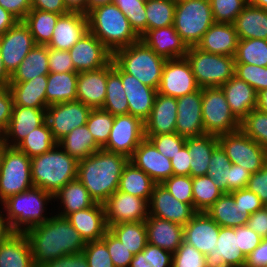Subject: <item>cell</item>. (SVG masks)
<instances>
[{
  "instance_id": "57",
  "label": "cell",
  "mask_w": 267,
  "mask_h": 267,
  "mask_svg": "<svg viewBox=\"0 0 267 267\" xmlns=\"http://www.w3.org/2000/svg\"><path fill=\"white\" fill-rule=\"evenodd\" d=\"M162 185L180 202L190 204L194 208L192 193V177L172 175Z\"/></svg>"
},
{
  "instance_id": "54",
  "label": "cell",
  "mask_w": 267,
  "mask_h": 267,
  "mask_svg": "<svg viewBox=\"0 0 267 267\" xmlns=\"http://www.w3.org/2000/svg\"><path fill=\"white\" fill-rule=\"evenodd\" d=\"M232 163L226 155V152L218 144L212 153L209 161L208 173L212 178V182L220 188L224 193H227V168H230Z\"/></svg>"
},
{
  "instance_id": "73",
  "label": "cell",
  "mask_w": 267,
  "mask_h": 267,
  "mask_svg": "<svg viewBox=\"0 0 267 267\" xmlns=\"http://www.w3.org/2000/svg\"><path fill=\"white\" fill-rule=\"evenodd\" d=\"M31 7L61 15L69 13L63 0H31Z\"/></svg>"
},
{
  "instance_id": "45",
  "label": "cell",
  "mask_w": 267,
  "mask_h": 267,
  "mask_svg": "<svg viewBox=\"0 0 267 267\" xmlns=\"http://www.w3.org/2000/svg\"><path fill=\"white\" fill-rule=\"evenodd\" d=\"M109 231L134 255L142 252L147 245L145 221L114 224Z\"/></svg>"
},
{
  "instance_id": "22",
  "label": "cell",
  "mask_w": 267,
  "mask_h": 267,
  "mask_svg": "<svg viewBox=\"0 0 267 267\" xmlns=\"http://www.w3.org/2000/svg\"><path fill=\"white\" fill-rule=\"evenodd\" d=\"M216 245L205 255L206 267H245L246 257L238 247L235 228L220 227Z\"/></svg>"
},
{
  "instance_id": "63",
  "label": "cell",
  "mask_w": 267,
  "mask_h": 267,
  "mask_svg": "<svg viewBox=\"0 0 267 267\" xmlns=\"http://www.w3.org/2000/svg\"><path fill=\"white\" fill-rule=\"evenodd\" d=\"M230 193L233 195L235 202L238 203V208L242 213H249L251 215L264 207L260 198L247 187Z\"/></svg>"
},
{
  "instance_id": "37",
  "label": "cell",
  "mask_w": 267,
  "mask_h": 267,
  "mask_svg": "<svg viewBox=\"0 0 267 267\" xmlns=\"http://www.w3.org/2000/svg\"><path fill=\"white\" fill-rule=\"evenodd\" d=\"M234 26L239 39L267 40V10L248 3L237 16Z\"/></svg>"
},
{
  "instance_id": "6",
  "label": "cell",
  "mask_w": 267,
  "mask_h": 267,
  "mask_svg": "<svg viewBox=\"0 0 267 267\" xmlns=\"http://www.w3.org/2000/svg\"><path fill=\"white\" fill-rule=\"evenodd\" d=\"M167 59L156 54L142 40L113 53V61L125 72L158 90Z\"/></svg>"
},
{
  "instance_id": "75",
  "label": "cell",
  "mask_w": 267,
  "mask_h": 267,
  "mask_svg": "<svg viewBox=\"0 0 267 267\" xmlns=\"http://www.w3.org/2000/svg\"><path fill=\"white\" fill-rule=\"evenodd\" d=\"M69 12L88 14L87 0H63Z\"/></svg>"
},
{
  "instance_id": "47",
  "label": "cell",
  "mask_w": 267,
  "mask_h": 267,
  "mask_svg": "<svg viewBox=\"0 0 267 267\" xmlns=\"http://www.w3.org/2000/svg\"><path fill=\"white\" fill-rule=\"evenodd\" d=\"M192 193L194 209L197 212L206 211L224 194V192L212 182V178L209 175L192 178Z\"/></svg>"
},
{
  "instance_id": "77",
  "label": "cell",
  "mask_w": 267,
  "mask_h": 267,
  "mask_svg": "<svg viewBox=\"0 0 267 267\" xmlns=\"http://www.w3.org/2000/svg\"><path fill=\"white\" fill-rule=\"evenodd\" d=\"M256 109L262 113L267 114V89H264L257 93Z\"/></svg>"
},
{
  "instance_id": "59",
  "label": "cell",
  "mask_w": 267,
  "mask_h": 267,
  "mask_svg": "<svg viewBox=\"0 0 267 267\" xmlns=\"http://www.w3.org/2000/svg\"><path fill=\"white\" fill-rule=\"evenodd\" d=\"M145 138L168 159L174 157L186 144V138L181 137L178 133L145 135Z\"/></svg>"
},
{
  "instance_id": "80",
  "label": "cell",
  "mask_w": 267,
  "mask_h": 267,
  "mask_svg": "<svg viewBox=\"0 0 267 267\" xmlns=\"http://www.w3.org/2000/svg\"><path fill=\"white\" fill-rule=\"evenodd\" d=\"M248 3L252 6L267 10V0H248Z\"/></svg>"
},
{
  "instance_id": "12",
  "label": "cell",
  "mask_w": 267,
  "mask_h": 267,
  "mask_svg": "<svg viewBox=\"0 0 267 267\" xmlns=\"http://www.w3.org/2000/svg\"><path fill=\"white\" fill-rule=\"evenodd\" d=\"M145 139L144 122L131 114L114 116L113 126L103 149L130 158Z\"/></svg>"
},
{
  "instance_id": "41",
  "label": "cell",
  "mask_w": 267,
  "mask_h": 267,
  "mask_svg": "<svg viewBox=\"0 0 267 267\" xmlns=\"http://www.w3.org/2000/svg\"><path fill=\"white\" fill-rule=\"evenodd\" d=\"M49 73L48 47L36 44L10 75V82H25Z\"/></svg>"
},
{
  "instance_id": "74",
  "label": "cell",
  "mask_w": 267,
  "mask_h": 267,
  "mask_svg": "<svg viewBox=\"0 0 267 267\" xmlns=\"http://www.w3.org/2000/svg\"><path fill=\"white\" fill-rule=\"evenodd\" d=\"M19 20L0 6V37Z\"/></svg>"
},
{
  "instance_id": "13",
  "label": "cell",
  "mask_w": 267,
  "mask_h": 267,
  "mask_svg": "<svg viewBox=\"0 0 267 267\" xmlns=\"http://www.w3.org/2000/svg\"><path fill=\"white\" fill-rule=\"evenodd\" d=\"M92 108L79 101L49 105L46 119L54 139L58 142L73 129L86 125Z\"/></svg>"
},
{
  "instance_id": "31",
  "label": "cell",
  "mask_w": 267,
  "mask_h": 267,
  "mask_svg": "<svg viewBox=\"0 0 267 267\" xmlns=\"http://www.w3.org/2000/svg\"><path fill=\"white\" fill-rule=\"evenodd\" d=\"M233 115L241 122L257 106V93L253 87L233 76L220 87Z\"/></svg>"
},
{
  "instance_id": "20",
  "label": "cell",
  "mask_w": 267,
  "mask_h": 267,
  "mask_svg": "<svg viewBox=\"0 0 267 267\" xmlns=\"http://www.w3.org/2000/svg\"><path fill=\"white\" fill-rule=\"evenodd\" d=\"M220 226L205 212H196L183 226V241L207 255L217 247Z\"/></svg>"
},
{
  "instance_id": "32",
  "label": "cell",
  "mask_w": 267,
  "mask_h": 267,
  "mask_svg": "<svg viewBox=\"0 0 267 267\" xmlns=\"http://www.w3.org/2000/svg\"><path fill=\"white\" fill-rule=\"evenodd\" d=\"M147 243L172 254L183 242V226L166 219L149 216L145 220Z\"/></svg>"
},
{
  "instance_id": "24",
  "label": "cell",
  "mask_w": 267,
  "mask_h": 267,
  "mask_svg": "<svg viewBox=\"0 0 267 267\" xmlns=\"http://www.w3.org/2000/svg\"><path fill=\"white\" fill-rule=\"evenodd\" d=\"M46 119V108L14 105L6 129V144L16 147L31 131L41 126Z\"/></svg>"
},
{
  "instance_id": "25",
  "label": "cell",
  "mask_w": 267,
  "mask_h": 267,
  "mask_svg": "<svg viewBox=\"0 0 267 267\" xmlns=\"http://www.w3.org/2000/svg\"><path fill=\"white\" fill-rule=\"evenodd\" d=\"M121 81L128 100V114L140 118L143 122L149 117L157 90L144 85L136 77L121 69Z\"/></svg>"
},
{
  "instance_id": "44",
  "label": "cell",
  "mask_w": 267,
  "mask_h": 267,
  "mask_svg": "<svg viewBox=\"0 0 267 267\" xmlns=\"http://www.w3.org/2000/svg\"><path fill=\"white\" fill-rule=\"evenodd\" d=\"M60 16L61 14L31 9L23 21L29 27L35 43L47 46Z\"/></svg>"
},
{
  "instance_id": "51",
  "label": "cell",
  "mask_w": 267,
  "mask_h": 267,
  "mask_svg": "<svg viewBox=\"0 0 267 267\" xmlns=\"http://www.w3.org/2000/svg\"><path fill=\"white\" fill-rule=\"evenodd\" d=\"M113 3L126 15L132 29L141 37L147 31L146 0H114Z\"/></svg>"
},
{
  "instance_id": "28",
  "label": "cell",
  "mask_w": 267,
  "mask_h": 267,
  "mask_svg": "<svg viewBox=\"0 0 267 267\" xmlns=\"http://www.w3.org/2000/svg\"><path fill=\"white\" fill-rule=\"evenodd\" d=\"M140 40L165 59L183 58L189 48L173 25L147 30Z\"/></svg>"
},
{
  "instance_id": "79",
  "label": "cell",
  "mask_w": 267,
  "mask_h": 267,
  "mask_svg": "<svg viewBox=\"0 0 267 267\" xmlns=\"http://www.w3.org/2000/svg\"><path fill=\"white\" fill-rule=\"evenodd\" d=\"M114 0H87L88 2V13L90 11V9H92L95 6L101 5V4H107V3H111Z\"/></svg>"
},
{
  "instance_id": "33",
  "label": "cell",
  "mask_w": 267,
  "mask_h": 267,
  "mask_svg": "<svg viewBox=\"0 0 267 267\" xmlns=\"http://www.w3.org/2000/svg\"><path fill=\"white\" fill-rule=\"evenodd\" d=\"M0 267H35L25 233L14 232L0 243Z\"/></svg>"
},
{
  "instance_id": "70",
  "label": "cell",
  "mask_w": 267,
  "mask_h": 267,
  "mask_svg": "<svg viewBox=\"0 0 267 267\" xmlns=\"http://www.w3.org/2000/svg\"><path fill=\"white\" fill-rule=\"evenodd\" d=\"M43 267H88L86 257L83 252L78 254H68L48 262Z\"/></svg>"
},
{
  "instance_id": "61",
  "label": "cell",
  "mask_w": 267,
  "mask_h": 267,
  "mask_svg": "<svg viewBox=\"0 0 267 267\" xmlns=\"http://www.w3.org/2000/svg\"><path fill=\"white\" fill-rule=\"evenodd\" d=\"M108 249L115 267H129L134 254L131 253L121 241L109 230L101 239Z\"/></svg>"
},
{
  "instance_id": "35",
  "label": "cell",
  "mask_w": 267,
  "mask_h": 267,
  "mask_svg": "<svg viewBox=\"0 0 267 267\" xmlns=\"http://www.w3.org/2000/svg\"><path fill=\"white\" fill-rule=\"evenodd\" d=\"M218 144V137L212 134L186 138L190 160V176L192 178L207 175L209 161L214 148Z\"/></svg>"
},
{
  "instance_id": "2",
  "label": "cell",
  "mask_w": 267,
  "mask_h": 267,
  "mask_svg": "<svg viewBox=\"0 0 267 267\" xmlns=\"http://www.w3.org/2000/svg\"><path fill=\"white\" fill-rule=\"evenodd\" d=\"M129 158L123 154L97 150L78 161L77 178L97 203H104L116 190Z\"/></svg>"
},
{
  "instance_id": "34",
  "label": "cell",
  "mask_w": 267,
  "mask_h": 267,
  "mask_svg": "<svg viewBox=\"0 0 267 267\" xmlns=\"http://www.w3.org/2000/svg\"><path fill=\"white\" fill-rule=\"evenodd\" d=\"M47 75L36 76L25 82H10L14 105L33 108H47Z\"/></svg>"
},
{
  "instance_id": "43",
  "label": "cell",
  "mask_w": 267,
  "mask_h": 267,
  "mask_svg": "<svg viewBox=\"0 0 267 267\" xmlns=\"http://www.w3.org/2000/svg\"><path fill=\"white\" fill-rule=\"evenodd\" d=\"M57 143L65 152L77 161L83 160L101 149L95 142L86 125L73 129Z\"/></svg>"
},
{
  "instance_id": "19",
  "label": "cell",
  "mask_w": 267,
  "mask_h": 267,
  "mask_svg": "<svg viewBox=\"0 0 267 267\" xmlns=\"http://www.w3.org/2000/svg\"><path fill=\"white\" fill-rule=\"evenodd\" d=\"M176 133L184 138L205 135L202 118V88L177 98Z\"/></svg>"
},
{
  "instance_id": "62",
  "label": "cell",
  "mask_w": 267,
  "mask_h": 267,
  "mask_svg": "<svg viewBox=\"0 0 267 267\" xmlns=\"http://www.w3.org/2000/svg\"><path fill=\"white\" fill-rule=\"evenodd\" d=\"M50 73L76 72L68 50H56L48 47Z\"/></svg>"
},
{
  "instance_id": "56",
  "label": "cell",
  "mask_w": 267,
  "mask_h": 267,
  "mask_svg": "<svg viewBox=\"0 0 267 267\" xmlns=\"http://www.w3.org/2000/svg\"><path fill=\"white\" fill-rule=\"evenodd\" d=\"M234 75L253 87L256 93L267 89V67L235 63Z\"/></svg>"
},
{
  "instance_id": "65",
  "label": "cell",
  "mask_w": 267,
  "mask_h": 267,
  "mask_svg": "<svg viewBox=\"0 0 267 267\" xmlns=\"http://www.w3.org/2000/svg\"><path fill=\"white\" fill-rule=\"evenodd\" d=\"M251 173L242 166L232 164L227 168V193L246 188Z\"/></svg>"
},
{
  "instance_id": "42",
  "label": "cell",
  "mask_w": 267,
  "mask_h": 267,
  "mask_svg": "<svg viewBox=\"0 0 267 267\" xmlns=\"http://www.w3.org/2000/svg\"><path fill=\"white\" fill-rule=\"evenodd\" d=\"M155 184L143 170L128 161L120 177L118 191L143 198L149 202Z\"/></svg>"
},
{
  "instance_id": "53",
  "label": "cell",
  "mask_w": 267,
  "mask_h": 267,
  "mask_svg": "<svg viewBox=\"0 0 267 267\" xmlns=\"http://www.w3.org/2000/svg\"><path fill=\"white\" fill-rule=\"evenodd\" d=\"M173 254L147 243L146 247L134 255L129 267H172Z\"/></svg>"
},
{
  "instance_id": "50",
  "label": "cell",
  "mask_w": 267,
  "mask_h": 267,
  "mask_svg": "<svg viewBox=\"0 0 267 267\" xmlns=\"http://www.w3.org/2000/svg\"><path fill=\"white\" fill-rule=\"evenodd\" d=\"M113 122L114 116L101 108L92 109L88 116L86 126L101 148L108 141Z\"/></svg>"
},
{
  "instance_id": "11",
  "label": "cell",
  "mask_w": 267,
  "mask_h": 267,
  "mask_svg": "<svg viewBox=\"0 0 267 267\" xmlns=\"http://www.w3.org/2000/svg\"><path fill=\"white\" fill-rule=\"evenodd\" d=\"M217 137L230 162L242 166L251 174L267 162V151L241 130Z\"/></svg>"
},
{
  "instance_id": "39",
  "label": "cell",
  "mask_w": 267,
  "mask_h": 267,
  "mask_svg": "<svg viewBox=\"0 0 267 267\" xmlns=\"http://www.w3.org/2000/svg\"><path fill=\"white\" fill-rule=\"evenodd\" d=\"M78 72L49 73L47 75V106L76 101Z\"/></svg>"
},
{
  "instance_id": "21",
  "label": "cell",
  "mask_w": 267,
  "mask_h": 267,
  "mask_svg": "<svg viewBox=\"0 0 267 267\" xmlns=\"http://www.w3.org/2000/svg\"><path fill=\"white\" fill-rule=\"evenodd\" d=\"M129 161L143 170L156 184H162L173 175L171 159L161 154L147 138L138 145Z\"/></svg>"
},
{
  "instance_id": "5",
  "label": "cell",
  "mask_w": 267,
  "mask_h": 267,
  "mask_svg": "<svg viewBox=\"0 0 267 267\" xmlns=\"http://www.w3.org/2000/svg\"><path fill=\"white\" fill-rule=\"evenodd\" d=\"M52 201L55 203L52 194L37 187L9 197L2 205L11 230L25 233L28 229L46 222L52 214L48 217L44 212Z\"/></svg>"
},
{
  "instance_id": "76",
  "label": "cell",
  "mask_w": 267,
  "mask_h": 267,
  "mask_svg": "<svg viewBox=\"0 0 267 267\" xmlns=\"http://www.w3.org/2000/svg\"><path fill=\"white\" fill-rule=\"evenodd\" d=\"M0 206H2L0 207L2 210V211L0 210V243H1L2 241H5L14 232L11 230L10 224L7 221L3 205L1 204Z\"/></svg>"
},
{
  "instance_id": "7",
  "label": "cell",
  "mask_w": 267,
  "mask_h": 267,
  "mask_svg": "<svg viewBox=\"0 0 267 267\" xmlns=\"http://www.w3.org/2000/svg\"><path fill=\"white\" fill-rule=\"evenodd\" d=\"M213 23L210 0L176 2L173 26L188 47L196 46Z\"/></svg>"
},
{
  "instance_id": "23",
  "label": "cell",
  "mask_w": 267,
  "mask_h": 267,
  "mask_svg": "<svg viewBox=\"0 0 267 267\" xmlns=\"http://www.w3.org/2000/svg\"><path fill=\"white\" fill-rule=\"evenodd\" d=\"M88 31V17L86 14L69 12L61 15L57 20L52 39L47 47L69 51Z\"/></svg>"
},
{
  "instance_id": "1",
  "label": "cell",
  "mask_w": 267,
  "mask_h": 267,
  "mask_svg": "<svg viewBox=\"0 0 267 267\" xmlns=\"http://www.w3.org/2000/svg\"><path fill=\"white\" fill-rule=\"evenodd\" d=\"M35 267L68 254L81 253L86 245L79 232L67 218L52 215L46 222L25 232Z\"/></svg>"
},
{
  "instance_id": "67",
  "label": "cell",
  "mask_w": 267,
  "mask_h": 267,
  "mask_svg": "<svg viewBox=\"0 0 267 267\" xmlns=\"http://www.w3.org/2000/svg\"><path fill=\"white\" fill-rule=\"evenodd\" d=\"M14 106V99L9 86L0 87V125L6 129L9 125Z\"/></svg>"
},
{
  "instance_id": "55",
  "label": "cell",
  "mask_w": 267,
  "mask_h": 267,
  "mask_svg": "<svg viewBox=\"0 0 267 267\" xmlns=\"http://www.w3.org/2000/svg\"><path fill=\"white\" fill-rule=\"evenodd\" d=\"M214 22L234 24L248 0H210Z\"/></svg>"
},
{
  "instance_id": "40",
  "label": "cell",
  "mask_w": 267,
  "mask_h": 267,
  "mask_svg": "<svg viewBox=\"0 0 267 267\" xmlns=\"http://www.w3.org/2000/svg\"><path fill=\"white\" fill-rule=\"evenodd\" d=\"M220 227L247 225L250 214L242 213L231 193H224L205 211Z\"/></svg>"
},
{
  "instance_id": "48",
  "label": "cell",
  "mask_w": 267,
  "mask_h": 267,
  "mask_svg": "<svg viewBox=\"0 0 267 267\" xmlns=\"http://www.w3.org/2000/svg\"><path fill=\"white\" fill-rule=\"evenodd\" d=\"M234 60L235 63L267 67V40L239 39Z\"/></svg>"
},
{
  "instance_id": "60",
  "label": "cell",
  "mask_w": 267,
  "mask_h": 267,
  "mask_svg": "<svg viewBox=\"0 0 267 267\" xmlns=\"http://www.w3.org/2000/svg\"><path fill=\"white\" fill-rule=\"evenodd\" d=\"M88 267H115L106 244L102 240L86 242L83 249Z\"/></svg>"
},
{
  "instance_id": "71",
  "label": "cell",
  "mask_w": 267,
  "mask_h": 267,
  "mask_svg": "<svg viewBox=\"0 0 267 267\" xmlns=\"http://www.w3.org/2000/svg\"><path fill=\"white\" fill-rule=\"evenodd\" d=\"M247 225L263 239L267 238V209L263 207L251 214Z\"/></svg>"
},
{
  "instance_id": "17",
  "label": "cell",
  "mask_w": 267,
  "mask_h": 267,
  "mask_svg": "<svg viewBox=\"0 0 267 267\" xmlns=\"http://www.w3.org/2000/svg\"><path fill=\"white\" fill-rule=\"evenodd\" d=\"M76 72L93 71L107 66L113 53L90 31L69 50Z\"/></svg>"
},
{
  "instance_id": "14",
  "label": "cell",
  "mask_w": 267,
  "mask_h": 267,
  "mask_svg": "<svg viewBox=\"0 0 267 267\" xmlns=\"http://www.w3.org/2000/svg\"><path fill=\"white\" fill-rule=\"evenodd\" d=\"M199 89L185 57L166 60L157 93L178 98Z\"/></svg>"
},
{
  "instance_id": "10",
  "label": "cell",
  "mask_w": 267,
  "mask_h": 267,
  "mask_svg": "<svg viewBox=\"0 0 267 267\" xmlns=\"http://www.w3.org/2000/svg\"><path fill=\"white\" fill-rule=\"evenodd\" d=\"M202 118L205 134L219 136L240 130V121L231 112L220 87L202 88Z\"/></svg>"
},
{
  "instance_id": "27",
  "label": "cell",
  "mask_w": 267,
  "mask_h": 267,
  "mask_svg": "<svg viewBox=\"0 0 267 267\" xmlns=\"http://www.w3.org/2000/svg\"><path fill=\"white\" fill-rule=\"evenodd\" d=\"M67 220L79 232L85 242L101 240L109 230L102 203L69 214Z\"/></svg>"
},
{
  "instance_id": "16",
  "label": "cell",
  "mask_w": 267,
  "mask_h": 267,
  "mask_svg": "<svg viewBox=\"0 0 267 267\" xmlns=\"http://www.w3.org/2000/svg\"><path fill=\"white\" fill-rule=\"evenodd\" d=\"M103 205L108 228L119 223L145 221L149 217L147 200L118 190Z\"/></svg>"
},
{
  "instance_id": "9",
  "label": "cell",
  "mask_w": 267,
  "mask_h": 267,
  "mask_svg": "<svg viewBox=\"0 0 267 267\" xmlns=\"http://www.w3.org/2000/svg\"><path fill=\"white\" fill-rule=\"evenodd\" d=\"M32 187L31 158L16 147L7 146L0 164V204Z\"/></svg>"
},
{
  "instance_id": "38",
  "label": "cell",
  "mask_w": 267,
  "mask_h": 267,
  "mask_svg": "<svg viewBox=\"0 0 267 267\" xmlns=\"http://www.w3.org/2000/svg\"><path fill=\"white\" fill-rule=\"evenodd\" d=\"M101 109L113 116L128 114V100L121 81V68L113 60L107 65L106 98Z\"/></svg>"
},
{
  "instance_id": "66",
  "label": "cell",
  "mask_w": 267,
  "mask_h": 267,
  "mask_svg": "<svg viewBox=\"0 0 267 267\" xmlns=\"http://www.w3.org/2000/svg\"><path fill=\"white\" fill-rule=\"evenodd\" d=\"M247 188L260 198L264 206L267 204V162L259 171L251 174Z\"/></svg>"
},
{
  "instance_id": "29",
  "label": "cell",
  "mask_w": 267,
  "mask_h": 267,
  "mask_svg": "<svg viewBox=\"0 0 267 267\" xmlns=\"http://www.w3.org/2000/svg\"><path fill=\"white\" fill-rule=\"evenodd\" d=\"M107 66L78 73L77 99L92 109L102 108L106 98Z\"/></svg>"
},
{
  "instance_id": "3",
  "label": "cell",
  "mask_w": 267,
  "mask_h": 267,
  "mask_svg": "<svg viewBox=\"0 0 267 267\" xmlns=\"http://www.w3.org/2000/svg\"><path fill=\"white\" fill-rule=\"evenodd\" d=\"M87 17L89 31L112 53L140 40L126 15L113 2L93 7Z\"/></svg>"
},
{
  "instance_id": "72",
  "label": "cell",
  "mask_w": 267,
  "mask_h": 267,
  "mask_svg": "<svg viewBox=\"0 0 267 267\" xmlns=\"http://www.w3.org/2000/svg\"><path fill=\"white\" fill-rule=\"evenodd\" d=\"M267 264V238L246 257L245 267H264Z\"/></svg>"
},
{
  "instance_id": "8",
  "label": "cell",
  "mask_w": 267,
  "mask_h": 267,
  "mask_svg": "<svg viewBox=\"0 0 267 267\" xmlns=\"http://www.w3.org/2000/svg\"><path fill=\"white\" fill-rule=\"evenodd\" d=\"M185 58L190 63L192 73L200 88L221 87L234 76L233 56L212 54L197 46H191Z\"/></svg>"
},
{
  "instance_id": "64",
  "label": "cell",
  "mask_w": 267,
  "mask_h": 267,
  "mask_svg": "<svg viewBox=\"0 0 267 267\" xmlns=\"http://www.w3.org/2000/svg\"><path fill=\"white\" fill-rule=\"evenodd\" d=\"M235 234H238V247L245 257H247L263 239L250 229L248 225L235 227Z\"/></svg>"
},
{
  "instance_id": "49",
  "label": "cell",
  "mask_w": 267,
  "mask_h": 267,
  "mask_svg": "<svg viewBox=\"0 0 267 267\" xmlns=\"http://www.w3.org/2000/svg\"><path fill=\"white\" fill-rule=\"evenodd\" d=\"M175 0H146L147 30L173 25Z\"/></svg>"
},
{
  "instance_id": "46",
  "label": "cell",
  "mask_w": 267,
  "mask_h": 267,
  "mask_svg": "<svg viewBox=\"0 0 267 267\" xmlns=\"http://www.w3.org/2000/svg\"><path fill=\"white\" fill-rule=\"evenodd\" d=\"M57 144L47 122L31 131L16 148L24 152L29 158L48 152Z\"/></svg>"
},
{
  "instance_id": "4",
  "label": "cell",
  "mask_w": 267,
  "mask_h": 267,
  "mask_svg": "<svg viewBox=\"0 0 267 267\" xmlns=\"http://www.w3.org/2000/svg\"><path fill=\"white\" fill-rule=\"evenodd\" d=\"M78 161L57 143L48 152L31 158V179L34 187L54 195L77 178Z\"/></svg>"
},
{
  "instance_id": "30",
  "label": "cell",
  "mask_w": 267,
  "mask_h": 267,
  "mask_svg": "<svg viewBox=\"0 0 267 267\" xmlns=\"http://www.w3.org/2000/svg\"><path fill=\"white\" fill-rule=\"evenodd\" d=\"M238 41L234 24L214 22L196 46L205 52L234 57Z\"/></svg>"
},
{
  "instance_id": "36",
  "label": "cell",
  "mask_w": 267,
  "mask_h": 267,
  "mask_svg": "<svg viewBox=\"0 0 267 267\" xmlns=\"http://www.w3.org/2000/svg\"><path fill=\"white\" fill-rule=\"evenodd\" d=\"M53 199L60 202L58 204H60L61 208L63 207L62 210H59V213L57 212L56 214L63 218H66L73 212L87 209L96 203L78 178L62 187L53 195Z\"/></svg>"
},
{
  "instance_id": "78",
  "label": "cell",
  "mask_w": 267,
  "mask_h": 267,
  "mask_svg": "<svg viewBox=\"0 0 267 267\" xmlns=\"http://www.w3.org/2000/svg\"><path fill=\"white\" fill-rule=\"evenodd\" d=\"M9 83H10V74L4 68L2 57L0 54V87L9 86Z\"/></svg>"
},
{
  "instance_id": "68",
  "label": "cell",
  "mask_w": 267,
  "mask_h": 267,
  "mask_svg": "<svg viewBox=\"0 0 267 267\" xmlns=\"http://www.w3.org/2000/svg\"><path fill=\"white\" fill-rule=\"evenodd\" d=\"M0 6L19 21H23L32 9L31 0H0Z\"/></svg>"
},
{
  "instance_id": "15",
  "label": "cell",
  "mask_w": 267,
  "mask_h": 267,
  "mask_svg": "<svg viewBox=\"0 0 267 267\" xmlns=\"http://www.w3.org/2000/svg\"><path fill=\"white\" fill-rule=\"evenodd\" d=\"M36 45L29 27L18 21L0 37V54L6 71L11 75Z\"/></svg>"
},
{
  "instance_id": "26",
  "label": "cell",
  "mask_w": 267,
  "mask_h": 267,
  "mask_svg": "<svg viewBox=\"0 0 267 267\" xmlns=\"http://www.w3.org/2000/svg\"><path fill=\"white\" fill-rule=\"evenodd\" d=\"M177 98L157 93L152 111L144 121V135L176 133Z\"/></svg>"
},
{
  "instance_id": "58",
  "label": "cell",
  "mask_w": 267,
  "mask_h": 267,
  "mask_svg": "<svg viewBox=\"0 0 267 267\" xmlns=\"http://www.w3.org/2000/svg\"><path fill=\"white\" fill-rule=\"evenodd\" d=\"M172 267H206L205 255L183 241L173 253Z\"/></svg>"
},
{
  "instance_id": "52",
  "label": "cell",
  "mask_w": 267,
  "mask_h": 267,
  "mask_svg": "<svg viewBox=\"0 0 267 267\" xmlns=\"http://www.w3.org/2000/svg\"><path fill=\"white\" fill-rule=\"evenodd\" d=\"M240 130L267 151V114L252 110L240 122Z\"/></svg>"
},
{
  "instance_id": "18",
  "label": "cell",
  "mask_w": 267,
  "mask_h": 267,
  "mask_svg": "<svg viewBox=\"0 0 267 267\" xmlns=\"http://www.w3.org/2000/svg\"><path fill=\"white\" fill-rule=\"evenodd\" d=\"M149 216L185 226L197 212L190 204L177 200L162 184H155L148 202Z\"/></svg>"
},
{
  "instance_id": "69",
  "label": "cell",
  "mask_w": 267,
  "mask_h": 267,
  "mask_svg": "<svg viewBox=\"0 0 267 267\" xmlns=\"http://www.w3.org/2000/svg\"><path fill=\"white\" fill-rule=\"evenodd\" d=\"M171 164L173 175L190 176V160L186 144L171 158Z\"/></svg>"
}]
</instances>
